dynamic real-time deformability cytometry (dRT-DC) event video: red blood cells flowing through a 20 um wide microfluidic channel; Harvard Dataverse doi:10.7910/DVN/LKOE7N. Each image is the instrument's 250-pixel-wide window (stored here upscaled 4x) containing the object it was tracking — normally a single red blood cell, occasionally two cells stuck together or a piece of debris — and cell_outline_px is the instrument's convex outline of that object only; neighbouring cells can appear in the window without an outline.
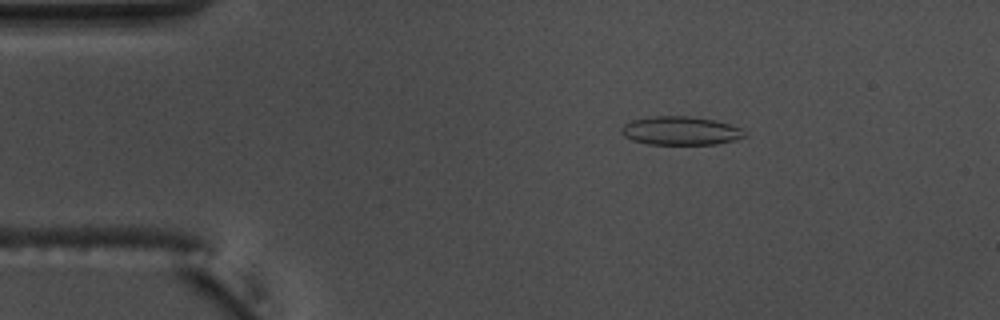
{"species": "common noctule bat (a hibernating species)", "species_latin": "Nyctalus noctula", "temperature_condition": "warm", "stored_images_in_passage": 54, "camera_frame_rate_fps": 3000, "um_per_image_px": 0.085, "animal": {"sex": "male", "body_mass_g": 17.5, "forearm_length_mm": 52.3}, "frame": {"image": 1, "passage_image": 9, "time_ms": 2.667, "image_size_px": [1000, 320], "cell_outline_px": [[748, 136], [736, 140], [716, 144], [648, 144], [632, 140], [624, 136], [620, 132], [620, 128], [624, 124], [632, 120], [656, 116], [688, 116], [712, 120], [728, 124], [740, 128]], "centroid_in_image_um": [57.83, 11.12], "position_along_channel_um": 27.2, "area_um2": 20.4}}
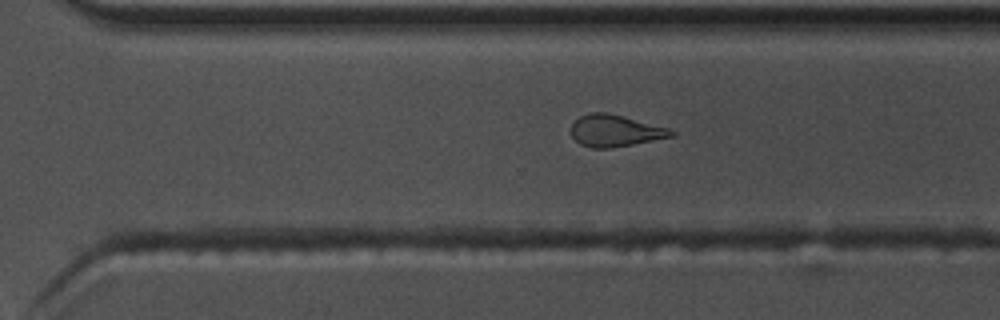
{"frame": {"image": 2, "passage_image": 37, "time_ms": 12.0, "image_size_px": [1000, 320], "cell_outline_px": [[676, 136], [612, 148], [592, 148], [580, 144], [572, 136], [568, 128], [572, 120], [580, 116], [592, 112], [604, 112], [624, 116], [668, 128], [676, 132]], "centroid_in_image_um": [52.24, 11.11], "position_along_channel_um": 318.4, "area_um2": 18.84}}
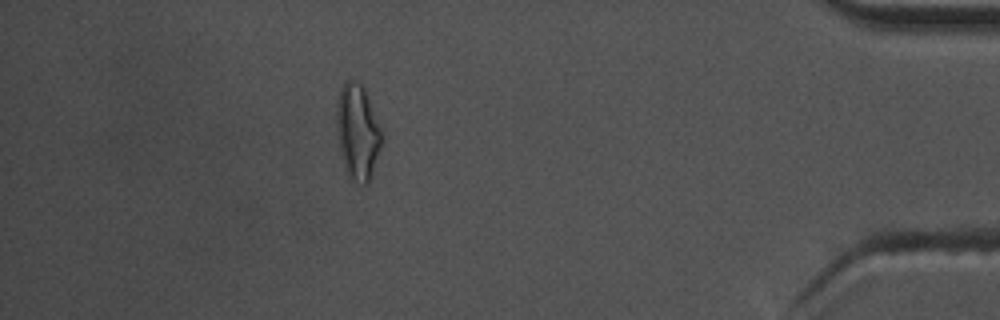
{"frame": {"image": 3, "passage_image": 48, "time_ms": 15.667, "image_size_px": [1000, 320], "cell_outline_px": [[384, 144], [368, 184], [364, 184], [352, 180], [348, 176], [340, 152], [336, 124], [336, 112], [340, 88], [344, 80], [356, 80], [364, 88], [384, 128]], "centroid_in_image_um": [30.46, 11.2], "position_along_channel_um": 404.7, "area_um2": 25.95}, "authors_computed_cell_mechanics": {"area_um2": 20.3745, "velocity_mm_per_s": 3.7328, "shape_relaxation_time_tau1_ms": 6.6228, "shape_relaxation_time_tau2_ms": 1.7793, "deformation_change_tau1": 0.1865, "deformation_change_tau2": 0.1052}}